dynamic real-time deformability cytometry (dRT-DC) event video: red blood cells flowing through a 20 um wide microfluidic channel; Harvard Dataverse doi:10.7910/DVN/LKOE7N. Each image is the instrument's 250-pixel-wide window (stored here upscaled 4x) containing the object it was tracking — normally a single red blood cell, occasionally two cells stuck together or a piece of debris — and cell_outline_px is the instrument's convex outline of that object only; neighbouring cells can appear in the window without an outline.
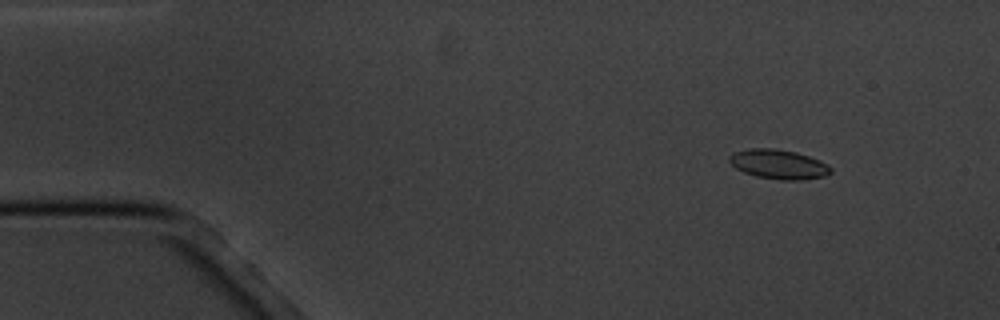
{"species": "common noctule bat (a hibernating species)", "species_latin": "Nyctalus noctula", "temperature_condition": "cold", "stored_images_in_passage": 4, "camera_frame_rate_fps": 3000, "um_per_image_px": 0.085, "animal": {"sex": "male", "body_mass_g": 20.1, "forearm_length_mm": 53.5}, "frame": {"image": 1, "passage_image": 2, "time_ms": 1.333, "image_size_px": [1000, 320], "cell_outline_px": [[832, 172], [824, 176], [804, 180], [780, 180], [756, 176], [744, 172], [736, 168], [728, 160], [728, 156], [736, 152], [748, 148], [776, 148], [796, 152], [820, 160], [828, 164], [832, 168]], "centroid_in_image_um": [66.2, 13.96], "position_along_channel_um": 18.8, "area_um2": 17.51}}
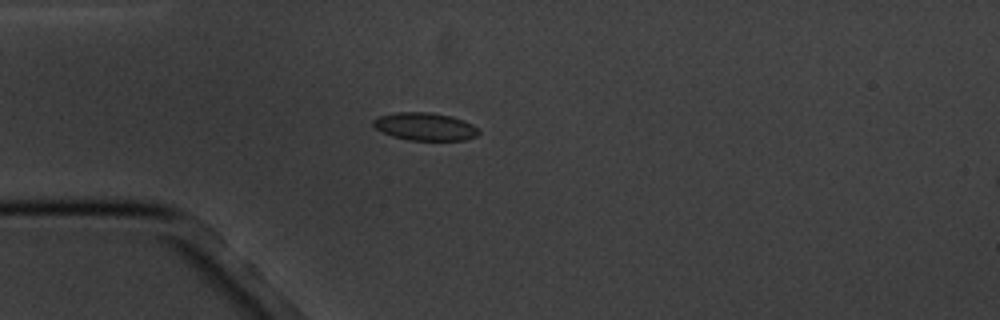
{"frame": {"image": 2, "passage_image": 4, "time_ms": 4.333, "image_size_px": [1000, 320], "cell_outline_px": [[480, 132], [476, 136], [464, 140], [408, 140], [392, 136], [376, 128], [372, 124], [372, 120], [380, 116], [396, 112], [432, 112], [452, 116], [464, 120], [472, 124]], "centroid_in_image_um": [36.13, 10.75], "position_along_channel_um": 48.9, "area_um2": 17.05}}